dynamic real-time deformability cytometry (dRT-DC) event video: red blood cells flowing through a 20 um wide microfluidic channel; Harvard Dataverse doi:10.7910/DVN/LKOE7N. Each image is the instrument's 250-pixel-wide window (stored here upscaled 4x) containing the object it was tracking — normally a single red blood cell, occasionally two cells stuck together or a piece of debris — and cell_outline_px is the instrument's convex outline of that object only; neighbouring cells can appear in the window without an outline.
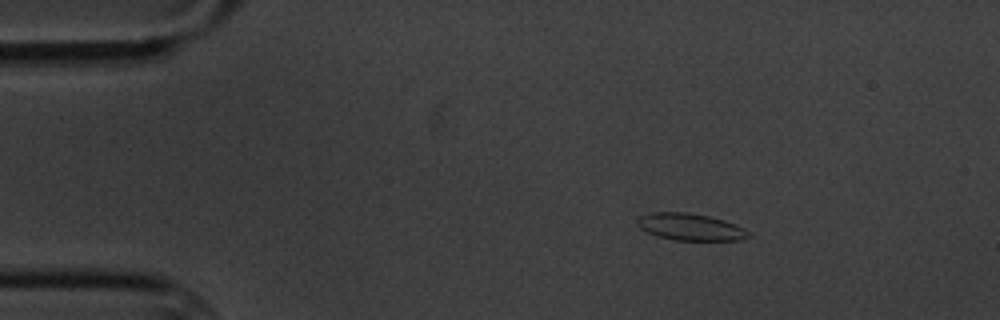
{"species": "common noctule bat (a hibernating species)", "species_latin": "Nyctalus noctula", "temperature_condition": "cold", "stored_images_in_passage": 3, "camera_frame_rate_fps": 3000, "um_per_image_px": 0.085, "animal": {"sex": "male", "body_mass_g": 20.1, "forearm_length_mm": 53.5}, "frame": {"image": 1, "passage_image": 1, "time_ms": 0.0, "image_size_px": [1000, 320], "cell_outline_px": [[752, 236], [740, 240], [676, 240], [656, 236], [640, 228], [636, 224], [636, 220], [640, 216], [652, 212], [688, 212], [708, 216], [724, 220], [744, 228]], "centroid_in_image_um": [58.66, 19.29], "position_along_channel_um": 26.3, "area_um2": 17.46}}